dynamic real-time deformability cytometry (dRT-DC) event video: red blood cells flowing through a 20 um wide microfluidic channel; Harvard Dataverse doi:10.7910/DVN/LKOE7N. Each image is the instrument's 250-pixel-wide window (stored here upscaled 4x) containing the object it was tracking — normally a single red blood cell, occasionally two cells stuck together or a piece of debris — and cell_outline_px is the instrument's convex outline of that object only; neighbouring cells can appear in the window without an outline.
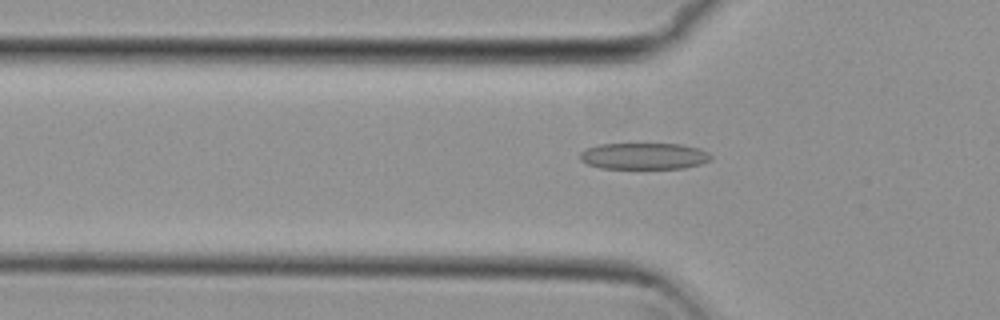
{"species": "common noctule bat (a hibernating species)", "species_latin": "Nyctalus noctula", "temperature_condition": "cold", "stored_images_in_passage": 53, "camera_frame_rate_fps": 3000, "um_per_image_px": 0.085, "animal": {"sex": "female", "body_mass_g": 29.2, "forearm_length_mm": 56.3}, "frame": {"image": 1, "passage_image": 17, "time_ms": 5.333, "image_size_px": [1000, 320], "cell_outline_px": [[712, 160], [700, 164], [684, 168], [600, 168], [588, 164], [580, 160], [580, 152], [584, 148], [600, 144], [680, 144], [700, 148], [708, 152], [712, 156]], "centroid_in_image_um": [54.74, 13.26], "position_along_channel_um": 71.1, "area_um2": 20.29}}
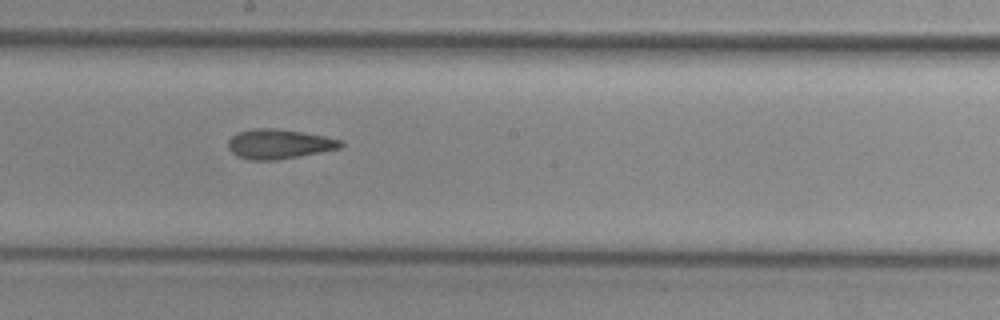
{"frame": {"image": 2, "passage_image": 29, "time_ms": 9.333, "image_size_px": [1000, 320], "cell_outline_px": [[344, 144], [340, 148], [320, 152], [276, 160], [248, 160], [236, 156], [228, 148], [228, 140], [236, 132], [252, 128], [276, 128], [324, 136], [340, 140]], "centroid_in_image_um": [23.65, 12.24], "position_along_channel_um": 224.5, "area_um2": 19.42}}
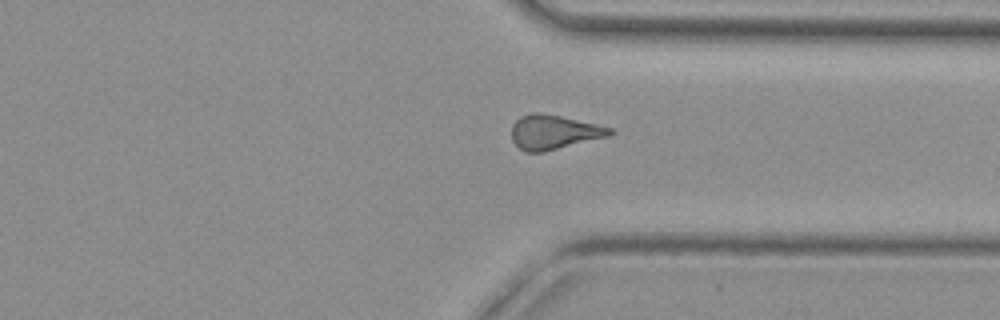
{"frame": {"image": 3, "passage_image": 40, "time_ms": 13.0, "image_size_px": [1000, 320], "cell_outline_px": [[616, 132], [612, 136], [544, 152], [524, 152], [512, 140], [512, 124], [520, 116], [532, 112], [540, 112], [560, 116], [596, 124], [612, 128]], "centroid_in_image_um": [47.11, 11.23], "position_along_channel_um": 364.3, "area_um2": 19.94}, "authors_computed_cell_mechanics": {"area_um2": 19.5364, "velocity_mm_per_s": 3.8205, "shape_relaxation_time_tau1_ms": null, "shape_relaxation_time_tau2_ms": 4.9287, "deformation_change_tau1": null, "deformation_change_tau2": 0.1355}}